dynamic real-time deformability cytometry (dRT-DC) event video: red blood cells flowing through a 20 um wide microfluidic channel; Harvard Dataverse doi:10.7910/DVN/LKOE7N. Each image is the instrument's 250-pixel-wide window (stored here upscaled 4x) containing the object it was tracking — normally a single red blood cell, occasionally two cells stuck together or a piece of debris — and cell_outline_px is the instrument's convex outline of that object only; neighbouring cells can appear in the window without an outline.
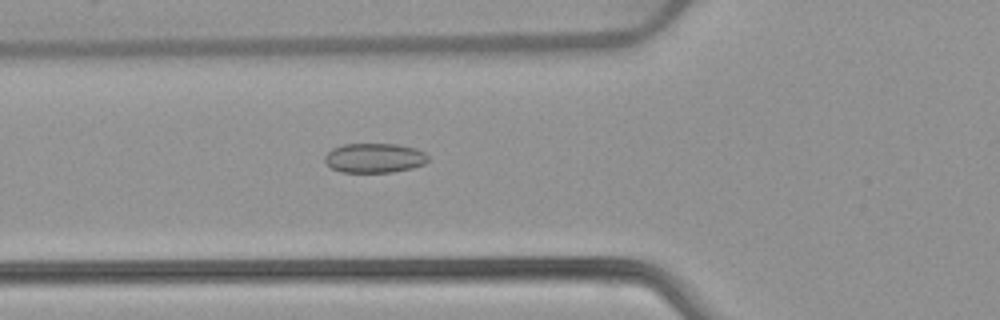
{"species": "common noctule bat (a hibernating species)", "species_latin": "Nyctalus noctula", "temperature_condition": "warm", "stored_images_in_passage": 52, "camera_frame_rate_fps": 3000, "um_per_image_px": 0.085, "animal": {"sex": "female", "body_mass_g": 22.7, "forearm_length_mm": 54.2}, "frame": {"image": 1, "passage_image": 19, "time_ms": 6.0, "image_size_px": [1000, 320], "cell_outline_px": [[428, 160], [424, 164], [412, 168], [392, 172], [340, 172], [332, 168], [324, 160], [324, 156], [332, 148], [344, 144], [396, 144], [416, 148], [424, 152], [428, 156]], "centroid_in_image_um": [31.83, 13.42], "position_along_channel_um": 94.0, "area_um2": 17.8}}
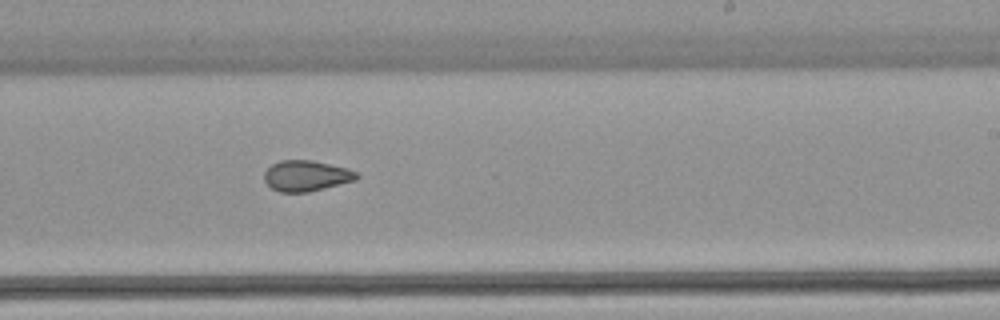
{"frame": {"image": 2, "passage_image": 32, "time_ms": 10.333, "image_size_px": [1000, 320], "cell_outline_px": [[360, 176], [356, 180], [308, 192], [280, 192], [272, 188], [264, 180], [264, 172], [272, 164], [280, 160], [312, 160], [348, 168], [356, 172]], "centroid_in_image_um": [26.04, 14.94], "position_along_channel_um": 263.0, "area_um2": 16.53}}
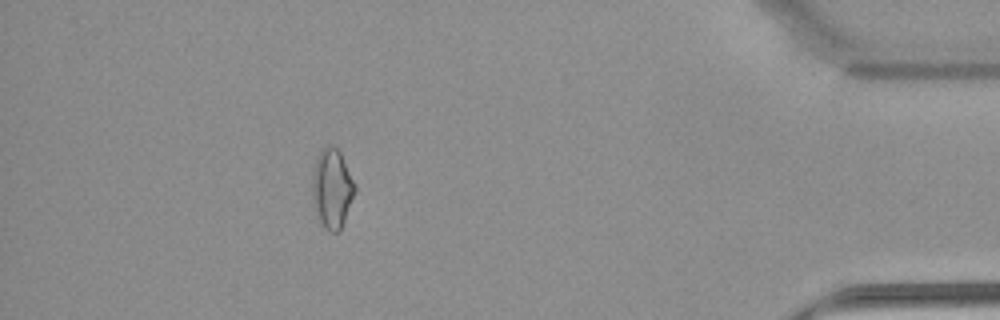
{"frame": {"image": 3, "passage_image": 47, "time_ms": 15.333, "image_size_px": [1000, 320], "cell_outline_px": [[356, 192], [344, 220], [340, 228], [336, 232], [328, 232], [320, 224], [312, 204], [312, 176], [316, 160], [320, 148], [332, 144], [340, 152], [356, 184]], "centroid_in_image_um": [28.21, 16.02], "position_along_channel_um": 407.0, "area_um2": 20.0}, "authors_computed_cell_mechanics": {"area_um2": 18.2648, "velocity_mm_per_s": 3.8965, "shape_relaxation_time_tau1_ms": null, "shape_relaxation_time_tau2_ms": 2.1237, "deformation_change_tau1": null, "deformation_change_tau2": 0.076}}